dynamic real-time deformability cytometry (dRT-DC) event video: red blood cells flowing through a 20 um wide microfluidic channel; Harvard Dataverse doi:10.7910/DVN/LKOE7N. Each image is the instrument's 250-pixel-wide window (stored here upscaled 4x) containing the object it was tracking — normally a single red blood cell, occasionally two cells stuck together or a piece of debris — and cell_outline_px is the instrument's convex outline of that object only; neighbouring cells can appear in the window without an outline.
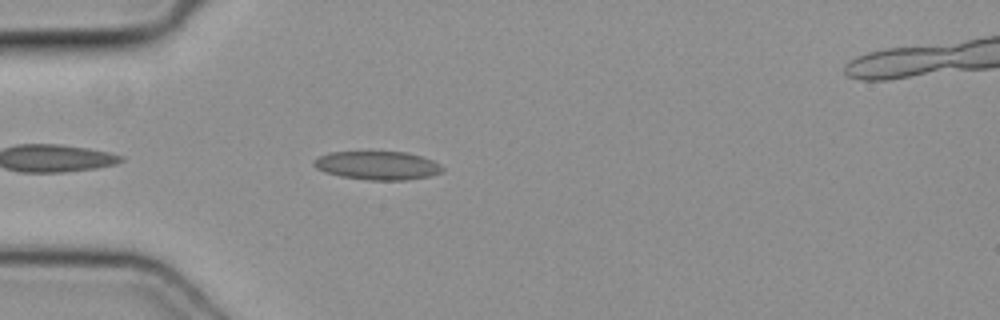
{"species": "common noctule bat (a hibernating species)", "species_latin": "Nyctalus noctula", "temperature_condition": "cold", "stored_images_in_passage": 24, "camera_frame_rate_fps": 3000, "um_per_image_px": 0.085, "animal": {"sex": "female", "body_mass_g": 19.3, "forearm_length_mm": 54.1}, "frame": {"image": 1, "passage_image": 3, "time_ms": 0.667, "image_size_px": [1000, 320], "cell_outline_px": [[444, 172], [428, 176], [408, 180], [368, 180], [340, 176], [324, 172], [316, 168], [312, 164], [312, 160], [320, 156], [332, 152], [408, 152], [432, 160], [444, 168]], "centroid_in_image_um": [32.08, 14.07], "position_along_channel_um": 52.9, "area_um2": 21.39}}
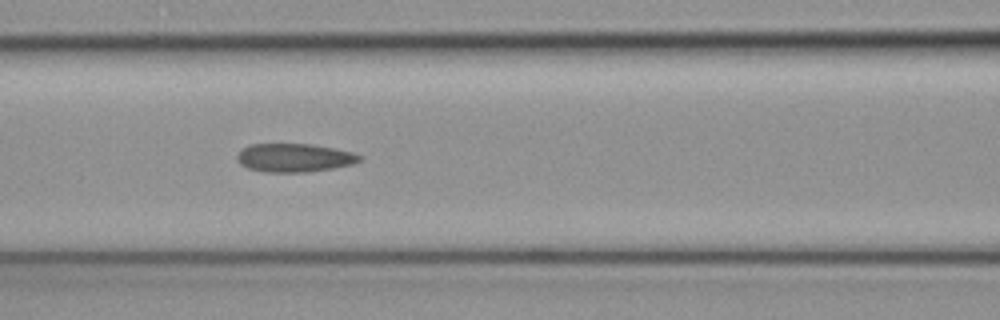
{"frame": {"image": 2, "passage_image": 10, "time_ms": 3.0, "image_size_px": [1000, 320], "cell_outline_px": [[364, 156], [360, 160], [352, 164], [332, 168], [308, 172], [264, 172], [248, 168], [240, 164], [236, 160], [236, 156], [244, 148], [252, 144], [312, 144], [352, 152]], "centroid_in_image_um": [25.01, 13.41], "position_along_channel_um": 141.6, "area_um2": 20.23}}
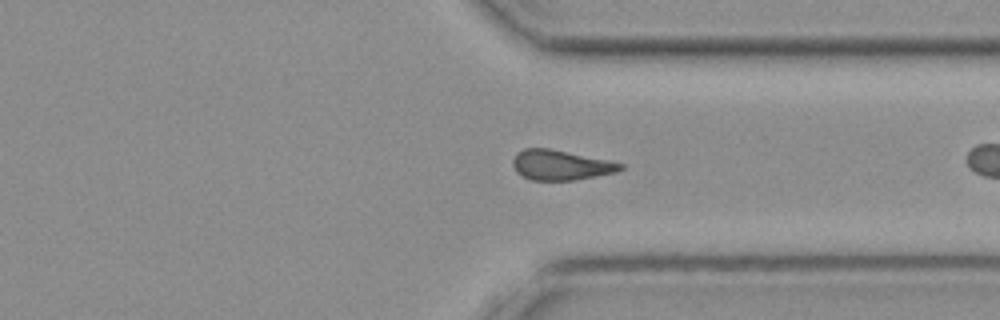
{"frame": {"image": 3, "passage_image": 23, "time_ms": 7.333, "image_size_px": [1000, 320], "cell_outline_px": [[624, 168], [616, 172], [576, 180], [528, 180], [516, 172], [512, 164], [512, 160], [516, 152], [524, 148], [548, 148], [608, 160], [624, 164]], "centroid_in_image_um": [47.62, 14.03], "position_along_channel_um": 363.8, "area_um2": 18.9}}